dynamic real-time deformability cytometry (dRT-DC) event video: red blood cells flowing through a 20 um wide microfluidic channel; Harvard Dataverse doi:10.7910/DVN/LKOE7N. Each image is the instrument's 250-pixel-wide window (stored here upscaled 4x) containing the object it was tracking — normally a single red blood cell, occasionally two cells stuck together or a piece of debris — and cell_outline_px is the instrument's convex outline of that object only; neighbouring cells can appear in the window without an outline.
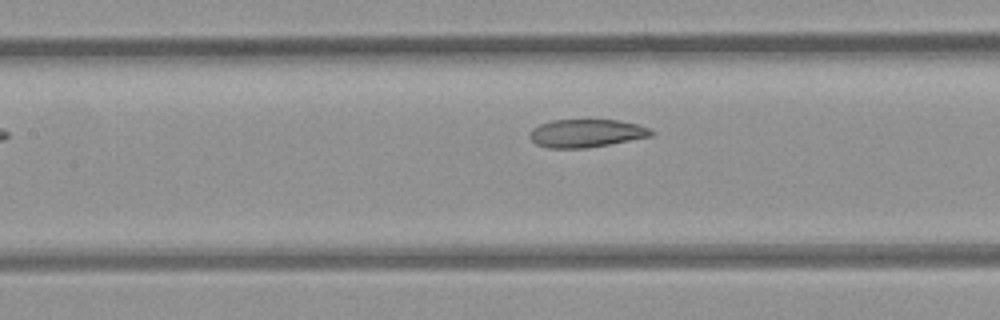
{"species": "common noctule bat (a hibernating species)", "species_latin": "Nyctalus noctula", "temperature_condition": "room temperature", "stored_images_in_passage": 5, "camera_frame_rate_fps": 3000, "um_per_image_px": 0.085, "animal": {"sex": "female", "body_mass_g": 21.9}, "frame": {"image": 1, "passage_image": 5, "time_ms": 4.667, "image_size_px": [1000, 320], "cell_outline_px": [[656, 132], [652, 136], [608, 144], [584, 148], [548, 148], [536, 144], [528, 136], [532, 128], [540, 124], [552, 120], [620, 120], [636, 124], [648, 128]], "centroid_in_image_um": [49.81, 11.32], "position_along_channel_um": 157.6, "area_um2": 19.77}}